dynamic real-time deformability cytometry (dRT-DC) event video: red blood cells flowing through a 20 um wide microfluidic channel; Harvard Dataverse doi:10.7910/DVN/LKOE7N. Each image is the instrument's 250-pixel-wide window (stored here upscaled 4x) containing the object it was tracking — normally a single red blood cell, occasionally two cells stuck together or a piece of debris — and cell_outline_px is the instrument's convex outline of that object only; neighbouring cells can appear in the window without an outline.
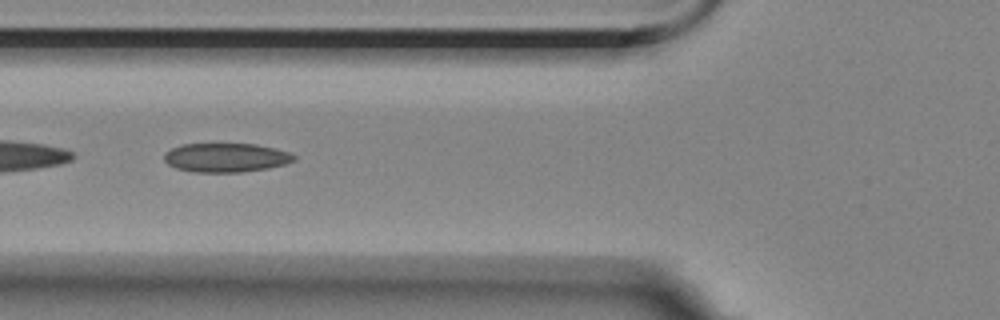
{"species": "Egyptian fruit bat (a non-hibernating species)", "species_latin": "Rousettus aegyptiacus", "temperature_condition": "room temperature", "stored_images_in_passage": 16, "camera_frame_rate_fps": 3000, "um_per_image_px": 0.085, "animal": {"sex": "female"}, "frame": {"image": 1, "passage_image": 7, "time_ms": 2.0, "image_size_px": [1000, 320], "cell_outline_px": [[296, 160], [284, 164], [268, 168], [240, 172], [192, 172], [176, 168], [168, 164], [164, 160], [164, 152], [172, 148], [184, 144], [256, 144], [292, 152], [296, 156]], "centroid_in_image_um": [19.22, 13.39], "position_along_channel_um": 106.6, "area_um2": 22.02}}
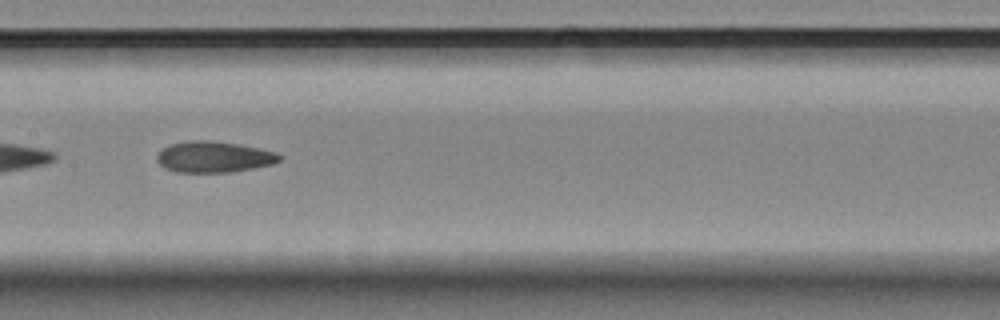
{"frame": {"image": 2, "passage_image": 14, "time_ms": 4.333, "image_size_px": [1000, 320], "cell_outline_px": [[280, 160], [272, 164], [252, 168], [228, 172], [176, 172], [164, 168], [156, 160], [156, 156], [168, 144], [188, 140], [212, 140], [240, 144], [276, 152], [280, 156]], "centroid_in_image_um": [18.14, 13.32], "position_along_channel_um": 189.3, "area_um2": 22.2}}